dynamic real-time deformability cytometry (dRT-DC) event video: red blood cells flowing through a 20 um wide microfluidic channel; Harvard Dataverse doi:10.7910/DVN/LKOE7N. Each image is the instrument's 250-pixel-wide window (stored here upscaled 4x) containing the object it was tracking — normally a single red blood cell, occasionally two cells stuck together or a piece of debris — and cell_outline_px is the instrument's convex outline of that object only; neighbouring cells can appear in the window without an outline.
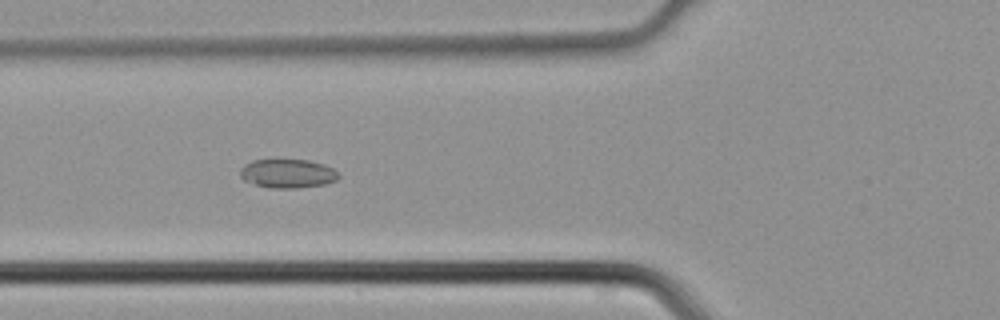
{"species": "common noctule bat (a hibernating species)", "species_latin": "Nyctalus noctula", "temperature_condition": "cold", "stored_images_in_passage": 46, "camera_frame_rate_fps": 3000, "um_per_image_px": 0.085, "animal": {"sex": "male", "body_mass_g": 21.5, "forearm_length_mm": 52.0}, "frame": {"image": 1, "passage_image": 17, "time_ms": 5.333, "image_size_px": [1000, 320], "cell_outline_px": [[340, 176], [336, 180], [324, 184], [296, 188], [268, 188], [244, 180], [240, 176], [240, 168], [244, 164], [252, 160], [308, 160], [324, 164], [332, 168]], "centroid_in_image_um": [24.43, 14.75], "position_along_channel_um": 101.4, "area_um2": 16.47}}
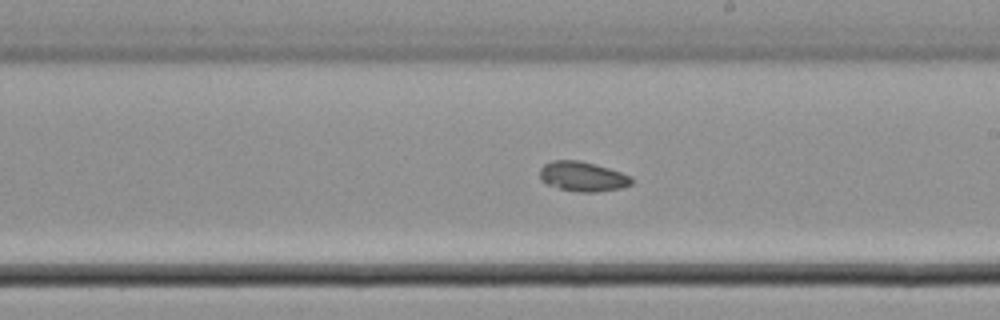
{"frame": {"image": 2, "passage_image": 26, "time_ms": 8.333, "image_size_px": [1000, 320], "cell_outline_px": [[632, 184], [620, 188], [596, 192], [580, 192], [560, 188], [548, 184], [540, 176], [540, 168], [544, 164], [552, 160], [580, 160], [596, 164], [632, 176]], "centroid_in_image_um": [49.54, 14.99], "position_along_channel_um": 239.5, "area_um2": 15.78}}
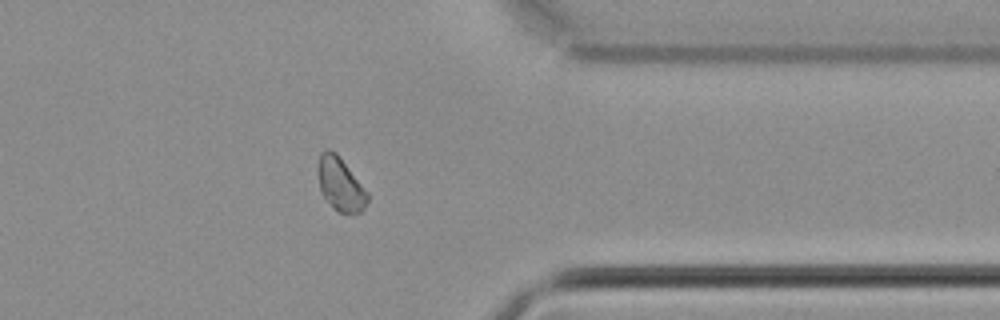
{"frame": {"image": 3, "passage_image": 36, "time_ms": 11.667, "image_size_px": [1000, 320], "cell_outline_px": [[368, 200], [364, 208], [360, 212], [340, 212], [320, 192], [320, 152], [328, 148], [336, 152], [368, 192]], "centroid_in_image_um": [28.97, 15.64], "position_along_channel_um": 382.4, "area_um2": 14.68}}